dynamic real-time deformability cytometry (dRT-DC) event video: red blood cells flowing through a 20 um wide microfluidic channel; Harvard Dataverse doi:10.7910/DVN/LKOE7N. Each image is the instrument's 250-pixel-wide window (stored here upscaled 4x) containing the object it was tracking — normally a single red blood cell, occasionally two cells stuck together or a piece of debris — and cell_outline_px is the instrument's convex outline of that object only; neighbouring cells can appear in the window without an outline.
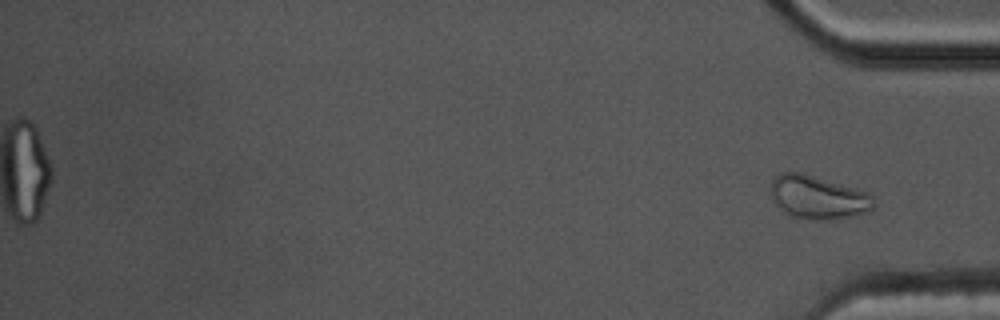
{"species": "common noctule bat (a hibernating species)", "species_latin": "Nyctalus noctula", "temperature_condition": "cold", "stored_images_in_passage": 58, "segment_of_instrument_passage": [2, 2], "camera_frame_rate_fps": 3000, "um_per_image_px": 0.085, "animal": {"sex": "male", "body_mass_g": 17.5, "forearm_length_mm": 52.3}, "frame": {"image": 1, "passage_image": 58, "time_ms": 19.0, "image_size_px": [1000, 320], "cell_outline_px": [[876, 204], [868, 212], [852, 216], [792, 216], [776, 204], [772, 200], [772, 180], [780, 172], [800, 172], [868, 192], [872, 196]], "centroid_in_image_um": [69.54, 16.7], "position_along_channel_um": 365.7, "area_um2": 24.68}}